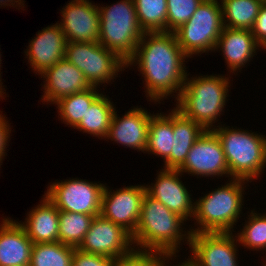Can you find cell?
Wrapping results in <instances>:
<instances>
[{
    "mask_svg": "<svg viewBox=\"0 0 266 266\" xmlns=\"http://www.w3.org/2000/svg\"><path fill=\"white\" fill-rule=\"evenodd\" d=\"M159 170L155 181L145 185L146 193L192 223L195 200L192 199L194 197L185 186V182L181 180L185 175L177 169Z\"/></svg>",
    "mask_w": 266,
    "mask_h": 266,
    "instance_id": "obj_14",
    "label": "cell"
},
{
    "mask_svg": "<svg viewBox=\"0 0 266 266\" xmlns=\"http://www.w3.org/2000/svg\"><path fill=\"white\" fill-rule=\"evenodd\" d=\"M65 58L82 71L91 86L98 88L113 84L127 69L122 59L99 42H67Z\"/></svg>",
    "mask_w": 266,
    "mask_h": 266,
    "instance_id": "obj_8",
    "label": "cell"
},
{
    "mask_svg": "<svg viewBox=\"0 0 266 266\" xmlns=\"http://www.w3.org/2000/svg\"><path fill=\"white\" fill-rule=\"evenodd\" d=\"M178 170L183 175L197 176L196 178L221 179L225 176L228 180L231 179L221 142L212 130H205L200 135Z\"/></svg>",
    "mask_w": 266,
    "mask_h": 266,
    "instance_id": "obj_11",
    "label": "cell"
},
{
    "mask_svg": "<svg viewBox=\"0 0 266 266\" xmlns=\"http://www.w3.org/2000/svg\"><path fill=\"white\" fill-rule=\"evenodd\" d=\"M0 50H1V48H0ZM1 57H2V54L0 52V97L1 98H5V97H8L7 96L8 94L6 93V88L4 87L5 85H3V82H1L2 81V76H1V74H2V72H1L2 65L1 64H3L2 60H1Z\"/></svg>",
    "mask_w": 266,
    "mask_h": 266,
    "instance_id": "obj_38",
    "label": "cell"
},
{
    "mask_svg": "<svg viewBox=\"0 0 266 266\" xmlns=\"http://www.w3.org/2000/svg\"><path fill=\"white\" fill-rule=\"evenodd\" d=\"M141 29L167 32V0H133Z\"/></svg>",
    "mask_w": 266,
    "mask_h": 266,
    "instance_id": "obj_30",
    "label": "cell"
},
{
    "mask_svg": "<svg viewBox=\"0 0 266 266\" xmlns=\"http://www.w3.org/2000/svg\"><path fill=\"white\" fill-rule=\"evenodd\" d=\"M39 76L44 80L42 81L43 84L41 83L43 95L40 98L44 105H53L64 97L92 87L82 71L66 58L61 59Z\"/></svg>",
    "mask_w": 266,
    "mask_h": 266,
    "instance_id": "obj_17",
    "label": "cell"
},
{
    "mask_svg": "<svg viewBox=\"0 0 266 266\" xmlns=\"http://www.w3.org/2000/svg\"><path fill=\"white\" fill-rule=\"evenodd\" d=\"M235 232H203L190 236L188 259L194 266H239Z\"/></svg>",
    "mask_w": 266,
    "mask_h": 266,
    "instance_id": "obj_10",
    "label": "cell"
},
{
    "mask_svg": "<svg viewBox=\"0 0 266 266\" xmlns=\"http://www.w3.org/2000/svg\"><path fill=\"white\" fill-rule=\"evenodd\" d=\"M263 262H264V263H263ZM263 262H261V263H262V265H263V266H266V262H265V261H263Z\"/></svg>",
    "mask_w": 266,
    "mask_h": 266,
    "instance_id": "obj_40",
    "label": "cell"
},
{
    "mask_svg": "<svg viewBox=\"0 0 266 266\" xmlns=\"http://www.w3.org/2000/svg\"><path fill=\"white\" fill-rule=\"evenodd\" d=\"M4 115V116H3ZM10 120L7 119L6 115L3 114V111L0 110V155L4 158L7 156V148H9V142L11 140V130L12 127L9 123Z\"/></svg>",
    "mask_w": 266,
    "mask_h": 266,
    "instance_id": "obj_35",
    "label": "cell"
},
{
    "mask_svg": "<svg viewBox=\"0 0 266 266\" xmlns=\"http://www.w3.org/2000/svg\"><path fill=\"white\" fill-rule=\"evenodd\" d=\"M181 255H177V256H164L158 263L157 266H194V264L186 257L185 260H178ZM174 257V258H173ZM177 258V259H176ZM176 259V260H175ZM171 260V261H170ZM177 261L178 264H176L175 261ZM173 261V262H172ZM170 263V264H169ZM175 263V264H172Z\"/></svg>",
    "mask_w": 266,
    "mask_h": 266,
    "instance_id": "obj_36",
    "label": "cell"
},
{
    "mask_svg": "<svg viewBox=\"0 0 266 266\" xmlns=\"http://www.w3.org/2000/svg\"><path fill=\"white\" fill-rule=\"evenodd\" d=\"M185 222L180 215L145 193L136 231L132 235L134 248L177 256L183 243L187 247L190 245L191 231L184 227Z\"/></svg>",
    "mask_w": 266,
    "mask_h": 266,
    "instance_id": "obj_2",
    "label": "cell"
},
{
    "mask_svg": "<svg viewBox=\"0 0 266 266\" xmlns=\"http://www.w3.org/2000/svg\"><path fill=\"white\" fill-rule=\"evenodd\" d=\"M74 250L59 241L33 244L29 266H72Z\"/></svg>",
    "mask_w": 266,
    "mask_h": 266,
    "instance_id": "obj_29",
    "label": "cell"
},
{
    "mask_svg": "<svg viewBox=\"0 0 266 266\" xmlns=\"http://www.w3.org/2000/svg\"><path fill=\"white\" fill-rule=\"evenodd\" d=\"M204 131L205 129L199 123L185 117L174 107L172 151L162 168L178 170L184 164L193 144Z\"/></svg>",
    "mask_w": 266,
    "mask_h": 266,
    "instance_id": "obj_22",
    "label": "cell"
},
{
    "mask_svg": "<svg viewBox=\"0 0 266 266\" xmlns=\"http://www.w3.org/2000/svg\"><path fill=\"white\" fill-rule=\"evenodd\" d=\"M95 216L59 210L58 241L78 248Z\"/></svg>",
    "mask_w": 266,
    "mask_h": 266,
    "instance_id": "obj_27",
    "label": "cell"
},
{
    "mask_svg": "<svg viewBox=\"0 0 266 266\" xmlns=\"http://www.w3.org/2000/svg\"><path fill=\"white\" fill-rule=\"evenodd\" d=\"M263 47L256 41L251 30L224 27L214 52H222L229 75H238L247 67ZM247 64V65H246ZM236 72V73H235Z\"/></svg>",
    "mask_w": 266,
    "mask_h": 266,
    "instance_id": "obj_19",
    "label": "cell"
},
{
    "mask_svg": "<svg viewBox=\"0 0 266 266\" xmlns=\"http://www.w3.org/2000/svg\"><path fill=\"white\" fill-rule=\"evenodd\" d=\"M38 32V33H37ZM24 50L25 58L34 75L42 74L61 59L65 58L66 37L56 22L37 31Z\"/></svg>",
    "mask_w": 266,
    "mask_h": 266,
    "instance_id": "obj_18",
    "label": "cell"
},
{
    "mask_svg": "<svg viewBox=\"0 0 266 266\" xmlns=\"http://www.w3.org/2000/svg\"><path fill=\"white\" fill-rule=\"evenodd\" d=\"M115 110L112 116L106 141L111 140L113 143L131 148L138 152L145 153L148 142V131L150 119L154 115L142 106H132L131 109L120 117Z\"/></svg>",
    "mask_w": 266,
    "mask_h": 266,
    "instance_id": "obj_16",
    "label": "cell"
},
{
    "mask_svg": "<svg viewBox=\"0 0 266 266\" xmlns=\"http://www.w3.org/2000/svg\"><path fill=\"white\" fill-rule=\"evenodd\" d=\"M187 59L174 32H146L126 68L137 66L147 101L161 104L170 97L174 101L179 97L188 73Z\"/></svg>",
    "mask_w": 266,
    "mask_h": 266,
    "instance_id": "obj_1",
    "label": "cell"
},
{
    "mask_svg": "<svg viewBox=\"0 0 266 266\" xmlns=\"http://www.w3.org/2000/svg\"><path fill=\"white\" fill-rule=\"evenodd\" d=\"M61 21H57L67 42H98L100 13L91 0H71L60 9Z\"/></svg>",
    "mask_w": 266,
    "mask_h": 266,
    "instance_id": "obj_15",
    "label": "cell"
},
{
    "mask_svg": "<svg viewBox=\"0 0 266 266\" xmlns=\"http://www.w3.org/2000/svg\"><path fill=\"white\" fill-rule=\"evenodd\" d=\"M204 0H167V32L185 24Z\"/></svg>",
    "mask_w": 266,
    "mask_h": 266,
    "instance_id": "obj_31",
    "label": "cell"
},
{
    "mask_svg": "<svg viewBox=\"0 0 266 266\" xmlns=\"http://www.w3.org/2000/svg\"><path fill=\"white\" fill-rule=\"evenodd\" d=\"M247 213L245 224L242 223L240 231H235L239 245L250 251L266 252V215L258 213L256 208Z\"/></svg>",
    "mask_w": 266,
    "mask_h": 266,
    "instance_id": "obj_28",
    "label": "cell"
},
{
    "mask_svg": "<svg viewBox=\"0 0 266 266\" xmlns=\"http://www.w3.org/2000/svg\"><path fill=\"white\" fill-rule=\"evenodd\" d=\"M262 0H220L224 27L251 30Z\"/></svg>",
    "mask_w": 266,
    "mask_h": 266,
    "instance_id": "obj_26",
    "label": "cell"
},
{
    "mask_svg": "<svg viewBox=\"0 0 266 266\" xmlns=\"http://www.w3.org/2000/svg\"><path fill=\"white\" fill-rule=\"evenodd\" d=\"M25 0H0V7H5L6 8V6L7 7H9L10 6V8H12V7H14V8H16V9H18V10H25L24 9V7H25V2H24ZM18 7V8H17ZM23 8V9H22Z\"/></svg>",
    "mask_w": 266,
    "mask_h": 266,
    "instance_id": "obj_37",
    "label": "cell"
},
{
    "mask_svg": "<svg viewBox=\"0 0 266 266\" xmlns=\"http://www.w3.org/2000/svg\"><path fill=\"white\" fill-rule=\"evenodd\" d=\"M145 193V184L123 186L112 190L105 183L100 215L133 235L139 221Z\"/></svg>",
    "mask_w": 266,
    "mask_h": 266,
    "instance_id": "obj_12",
    "label": "cell"
},
{
    "mask_svg": "<svg viewBox=\"0 0 266 266\" xmlns=\"http://www.w3.org/2000/svg\"><path fill=\"white\" fill-rule=\"evenodd\" d=\"M224 75L212 73L191 77L188 73L182 91L175 100V108L185 117L199 123L205 130L220 126L222 122L219 119L224 115L233 81L230 77L232 75Z\"/></svg>",
    "mask_w": 266,
    "mask_h": 266,
    "instance_id": "obj_3",
    "label": "cell"
},
{
    "mask_svg": "<svg viewBox=\"0 0 266 266\" xmlns=\"http://www.w3.org/2000/svg\"><path fill=\"white\" fill-rule=\"evenodd\" d=\"M164 256L156 251L134 248L130 253L114 259L113 266H157Z\"/></svg>",
    "mask_w": 266,
    "mask_h": 266,
    "instance_id": "obj_32",
    "label": "cell"
},
{
    "mask_svg": "<svg viewBox=\"0 0 266 266\" xmlns=\"http://www.w3.org/2000/svg\"><path fill=\"white\" fill-rule=\"evenodd\" d=\"M41 198L36 207L27 213L25 220L17 222L25 229L33 244L57 242L59 210L45 194Z\"/></svg>",
    "mask_w": 266,
    "mask_h": 266,
    "instance_id": "obj_21",
    "label": "cell"
},
{
    "mask_svg": "<svg viewBox=\"0 0 266 266\" xmlns=\"http://www.w3.org/2000/svg\"><path fill=\"white\" fill-rule=\"evenodd\" d=\"M78 249L85 253L116 259L130 253L134 249V244L128 231L98 215L94 217Z\"/></svg>",
    "mask_w": 266,
    "mask_h": 266,
    "instance_id": "obj_13",
    "label": "cell"
},
{
    "mask_svg": "<svg viewBox=\"0 0 266 266\" xmlns=\"http://www.w3.org/2000/svg\"><path fill=\"white\" fill-rule=\"evenodd\" d=\"M256 41L263 47H266V2L262 3L259 14L251 28Z\"/></svg>",
    "mask_w": 266,
    "mask_h": 266,
    "instance_id": "obj_34",
    "label": "cell"
},
{
    "mask_svg": "<svg viewBox=\"0 0 266 266\" xmlns=\"http://www.w3.org/2000/svg\"><path fill=\"white\" fill-rule=\"evenodd\" d=\"M249 181L229 179L224 185L194 199V224L189 225L191 234L203 232H235L238 220L243 216ZM247 184V185H246ZM245 189V190H244ZM245 192V193H244ZM242 215V216H241ZM191 226V227H190ZM193 226V227H192ZM235 226V227H234ZM192 228V229H191Z\"/></svg>",
    "mask_w": 266,
    "mask_h": 266,
    "instance_id": "obj_4",
    "label": "cell"
},
{
    "mask_svg": "<svg viewBox=\"0 0 266 266\" xmlns=\"http://www.w3.org/2000/svg\"><path fill=\"white\" fill-rule=\"evenodd\" d=\"M220 0H204L191 18L174 31L177 43L189 57L214 52L223 31Z\"/></svg>",
    "mask_w": 266,
    "mask_h": 266,
    "instance_id": "obj_7",
    "label": "cell"
},
{
    "mask_svg": "<svg viewBox=\"0 0 266 266\" xmlns=\"http://www.w3.org/2000/svg\"><path fill=\"white\" fill-rule=\"evenodd\" d=\"M99 89L98 87L92 86L85 91L74 93L58 100L54 104L57 105L58 119L75 129L92 102L102 93Z\"/></svg>",
    "mask_w": 266,
    "mask_h": 266,
    "instance_id": "obj_25",
    "label": "cell"
},
{
    "mask_svg": "<svg viewBox=\"0 0 266 266\" xmlns=\"http://www.w3.org/2000/svg\"><path fill=\"white\" fill-rule=\"evenodd\" d=\"M4 157L2 155H0V168H1V165L3 164V161H4ZM1 170V169H0Z\"/></svg>",
    "mask_w": 266,
    "mask_h": 266,
    "instance_id": "obj_39",
    "label": "cell"
},
{
    "mask_svg": "<svg viewBox=\"0 0 266 266\" xmlns=\"http://www.w3.org/2000/svg\"><path fill=\"white\" fill-rule=\"evenodd\" d=\"M218 136L229 168L230 178L252 183L266 168V135L226 124L212 129ZM260 177V178H259Z\"/></svg>",
    "mask_w": 266,
    "mask_h": 266,
    "instance_id": "obj_5",
    "label": "cell"
},
{
    "mask_svg": "<svg viewBox=\"0 0 266 266\" xmlns=\"http://www.w3.org/2000/svg\"><path fill=\"white\" fill-rule=\"evenodd\" d=\"M170 111V112H169ZM155 113L149 124L146 154L161 157L163 162L170 156L173 142V109Z\"/></svg>",
    "mask_w": 266,
    "mask_h": 266,
    "instance_id": "obj_24",
    "label": "cell"
},
{
    "mask_svg": "<svg viewBox=\"0 0 266 266\" xmlns=\"http://www.w3.org/2000/svg\"><path fill=\"white\" fill-rule=\"evenodd\" d=\"M1 218L0 266H29L33 242L17 220Z\"/></svg>",
    "mask_w": 266,
    "mask_h": 266,
    "instance_id": "obj_20",
    "label": "cell"
},
{
    "mask_svg": "<svg viewBox=\"0 0 266 266\" xmlns=\"http://www.w3.org/2000/svg\"><path fill=\"white\" fill-rule=\"evenodd\" d=\"M99 5L98 42L127 63L145 33L138 23L134 1L120 0L111 5Z\"/></svg>",
    "mask_w": 266,
    "mask_h": 266,
    "instance_id": "obj_6",
    "label": "cell"
},
{
    "mask_svg": "<svg viewBox=\"0 0 266 266\" xmlns=\"http://www.w3.org/2000/svg\"><path fill=\"white\" fill-rule=\"evenodd\" d=\"M114 259L107 256L90 254L75 248L72 266H113Z\"/></svg>",
    "mask_w": 266,
    "mask_h": 266,
    "instance_id": "obj_33",
    "label": "cell"
},
{
    "mask_svg": "<svg viewBox=\"0 0 266 266\" xmlns=\"http://www.w3.org/2000/svg\"><path fill=\"white\" fill-rule=\"evenodd\" d=\"M105 184L87 179L69 178L49 183L45 195L58 210L98 216Z\"/></svg>",
    "mask_w": 266,
    "mask_h": 266,
    "instance_id": "obj_9",
    "label": "cell"
},
{
    "mask_svg": "<svg viewBox=\"0 0 266 266\" xmlns=\"http://www.w3.org/2000/svg\"><path fill=\"white\" fill-rule=\"evenodd\" d=\"M103 92L92 102L87 109L79 125L75 128L77 131L90 134V136L105 140L112 116L116 106L109 96Z\"/></svg>",
    "mask_w": 266,
    "mask_h": 266,
    "instance_id": "obj_23",
    "label": "cell"
}]
</instances>
